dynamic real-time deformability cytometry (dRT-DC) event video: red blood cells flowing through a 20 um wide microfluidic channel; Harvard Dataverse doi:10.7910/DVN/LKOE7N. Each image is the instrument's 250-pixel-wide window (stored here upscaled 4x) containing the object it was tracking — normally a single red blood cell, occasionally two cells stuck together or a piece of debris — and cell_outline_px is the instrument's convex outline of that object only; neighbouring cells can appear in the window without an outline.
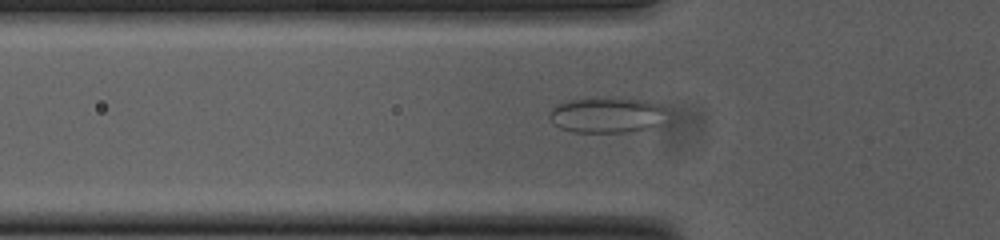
{"species": "common noctule bat (a hibernating species)", "species_latin": "Nyctalus noctula", "temperature_condition": "cold", "stored_images_in_passage": 43, "camera_frame_rate_fps": 3000, "um_per_image_px": 0.085, "animal": {"sex": "female", "body_mass_g": 23.0, "forearm_length_mm": 53.4}, "frame": {"image": 1, "passage_image": 13, "time_ms": 4.0, "image_size_px": [1000, 240], "cell_outline_px": [[664, 108], [656, 124], [648, 128], [624, 132], [572, 132], [560, 128], [552, 124], [548, 116], [548, 112], [556, 104], [572, 100], [648, 100], [660, 104]], "centroid_in_image_um": [51.45, 9.81], "position_along_channel_um": 74.4, "area_um2": 23.29}}
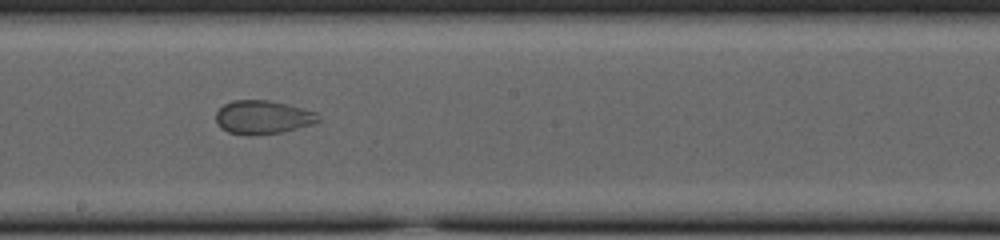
{"frame": {"image": 2, "passage_image": 25, "time_ms": 8.0, "image_size_px": [1000, 240], "cell_outline_px": [[320, 120], [312, 124], [280, 132], [248, 136], [228, 132], [220, 128], [216, 120], [216, 112], [224, 104], [232, 100], [268, 100], [316, 112], [320, 116]], "centroid_in_image_um": [22.3, 9.97], "position_along_channel_um": 225.9, "area_um2": 19.88}}
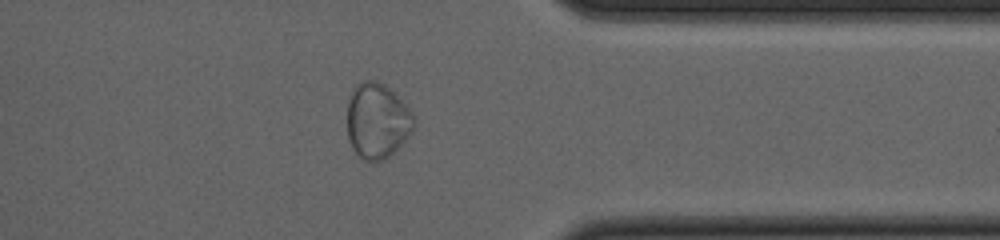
{"frame": {"image": 3, "passage_image": 38, "time_ms": 12.333, "image_size_px": [1000, 240], "cell_outline_px": [[412, 132], [384, 160], [364, 160], [352, 148], [348, 136], [348, 100], [352, 88], [364, 80], [376, 80], [384, 84], [412, 112]], "centroid_in_image_um": [32.02, 10.25], "position_along_channel_um": 379.4, "area_um2": 28.61}}